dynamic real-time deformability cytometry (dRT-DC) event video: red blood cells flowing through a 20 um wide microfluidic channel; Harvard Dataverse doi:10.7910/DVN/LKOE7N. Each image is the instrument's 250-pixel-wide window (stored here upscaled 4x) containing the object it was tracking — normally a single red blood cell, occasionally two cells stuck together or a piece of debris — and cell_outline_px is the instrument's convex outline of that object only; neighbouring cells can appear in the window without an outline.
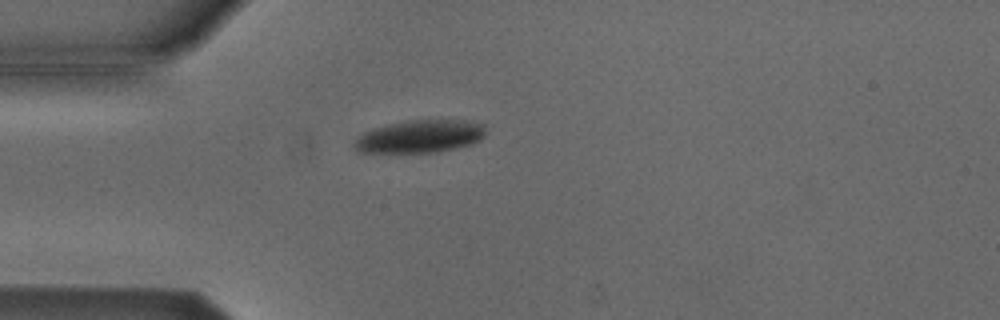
{"species": "Egyptian fruit bat (a non-hibernating species)", "species_latin": "Rousettus aegyptiacus", "temperature_condition": "cold", "stored_images_in_passage": 40, "camera_frame_rate_fps": 3000, "um_per_image_px": 0.085, "animal": {"sex": "male"}, "frame": {"image": 1, "passage_image": 1, "time_ms": 0.0, "image_size_px": [1000, 320], "cell_outline_px": [[484, 136], [472, 144], [436, 152], [356, 152], [352, 144], [356, 136], [372, 128], [404, 120], [464, 120], [484, 124]], "centroid_in_image_um": [35.63, 11.59], "position_along_channel_um": 49.4, "area_um2": 25.14}}
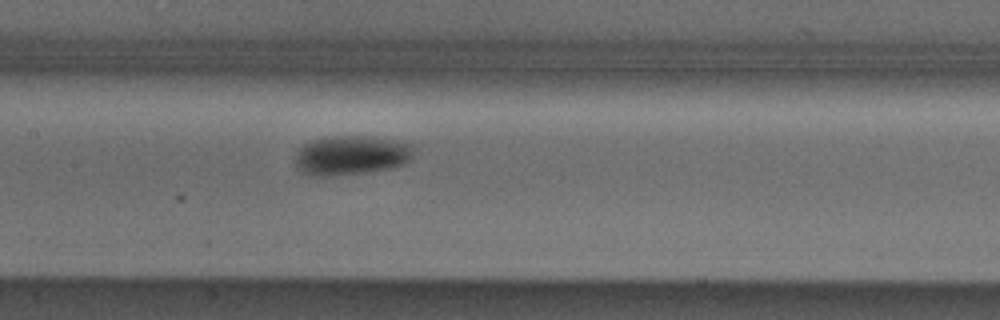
{"frame": {"image": 2, "passage_image": 12, "time_ms": 3.667, "image_size_px": [1000, 320], "cell_outline_px": [[412, 160], [404, 164], [388, 168], [368, 172], [328, 176], [308, 176], [300, 172], [296, 168], [296, 152], [304, 144], [312, 140], [332, 136], [372, 136], [396, 140], [412, 144]], "centroid_in_image_um": [29.83, 13.2], "position_along_channel_um": 177.6, "area_um2": 27.46}}
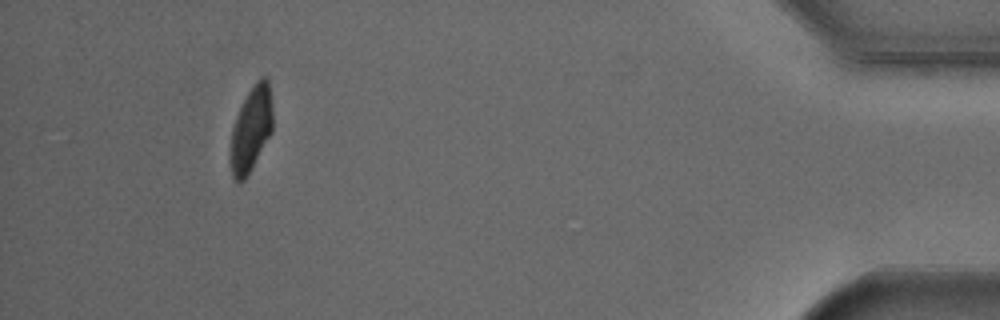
{"frame": {"image": 3, "passage_image": 36, "time_ms": 11.667, "image_size_px": [1000, 320], "cell_outline_px": [[272, 132], [244, 180], [232, 180], [228, 160], [228, 152], [232, 128], [236, 116], [252, 84], [260, 76], [264, 76], [268, 80], [272, 104]], "centroid_in_image_um": [21.3, 10.99], "position_along_channel_um": 413.9, "area_um2": 21.21}, "authors_computed_cell_mechanics": {"area_um2": 24.854, "velocity_mm_per_s": 3.822, "shape_relaxation_time_tau1_ms": 2.4255, "shape_relaxation_time_tau2_ms": null, "deformation_change_tau1": 0.1068, "deformation_change_tau2": null}}